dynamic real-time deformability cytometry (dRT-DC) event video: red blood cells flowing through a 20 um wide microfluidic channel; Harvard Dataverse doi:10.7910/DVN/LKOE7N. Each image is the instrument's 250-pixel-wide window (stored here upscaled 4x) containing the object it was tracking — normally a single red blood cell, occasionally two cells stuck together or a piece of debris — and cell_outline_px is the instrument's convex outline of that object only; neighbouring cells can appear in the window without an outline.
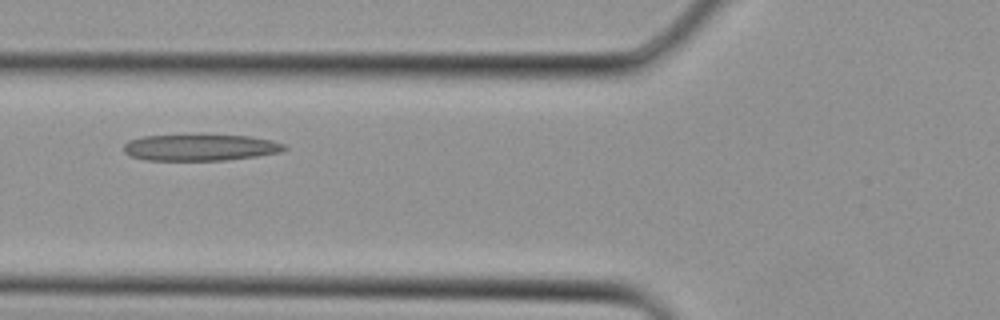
{"species": "Egyptian fruit bat (a non-hibernating species)", "species_latin": "Rousettus aegyptiacus", "temperature_condition": "cold", "stored_images_in_passage": 3, "camera_frame_rate_fps": 3000, "um_per_image_px": 0.085, "animal": {"sex": "female"}, "frame": {"image": 1, "passage_image": 3, "time_ms": 0.667, "image_size_px": [1000, 320], "cell_outline_px": [[288, 148], [280, 152], [256, 156], [224, 160], [144, 160], [128, 156], [124, 152], [124, 144], [128, 140], [144, 136], [252, 136], [272, 140], [284, 144]], "centroid_in_image_um": [17.0, 12.55], "position_along_channel_um": 108.8, "area_um2": 24.45}}